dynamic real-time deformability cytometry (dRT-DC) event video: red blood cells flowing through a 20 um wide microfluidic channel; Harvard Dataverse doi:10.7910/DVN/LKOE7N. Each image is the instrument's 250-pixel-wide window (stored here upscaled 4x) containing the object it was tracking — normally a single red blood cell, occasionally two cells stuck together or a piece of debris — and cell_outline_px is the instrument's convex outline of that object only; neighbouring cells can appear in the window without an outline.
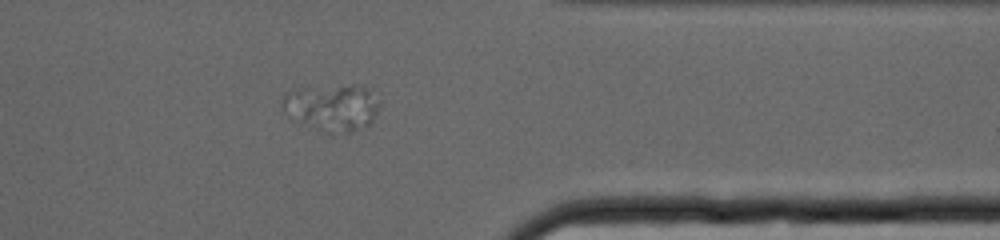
{"species": "human", "species_latin": "Homo sapiens", "temperature_condition": "cold", "stored_images_in_passage": 48, "camera_frame_rate_fps": 3000, "um_per_image_px": 0.085, "donor": {"sex": "female"}, "frame": {"image": 1, "passage_image": 35, "time_ms": 11.333, "image_size_px": [1000, 240], "cell_outline_px": [[380, 104], [376, 116], [368, 124], [348, 132], [332, 136], [292, 120], [284, 112], [280, 104], [284, 92], [352, 84], [372, 88]], "centroid_in_image_um": [28.22, 9.16], "position_along_channel_um": 383.2, "area_um2": 26.88}}
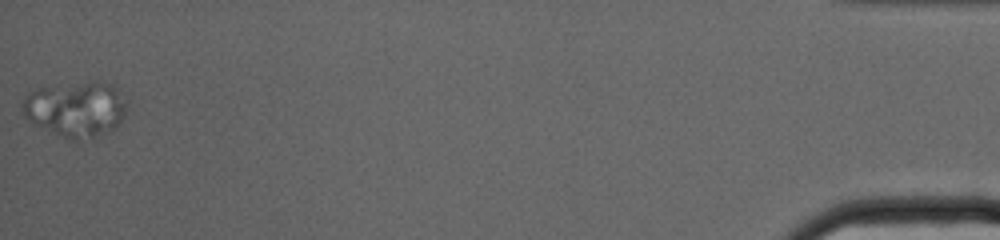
{"frame": {"image": 2, "passage_image": 48, "time_ms": 15.667, "image_size_px": [1000, 240], "cell_outline_px": [[128, 104], [124, 116], [120, 124], [116, 128], [92, 136], [76, 140], [72, 140], [56, 136], [32, 124], [24, 116], [20, 104], [24, 96], [28, 92], [36, 88], [92, 80], [100, 80], [112, 84], [116, 88]], "centroid_in_image_um": [6.4, 9.25], "position_along_channel_um": 428.8, "area_um2": 34.45}}